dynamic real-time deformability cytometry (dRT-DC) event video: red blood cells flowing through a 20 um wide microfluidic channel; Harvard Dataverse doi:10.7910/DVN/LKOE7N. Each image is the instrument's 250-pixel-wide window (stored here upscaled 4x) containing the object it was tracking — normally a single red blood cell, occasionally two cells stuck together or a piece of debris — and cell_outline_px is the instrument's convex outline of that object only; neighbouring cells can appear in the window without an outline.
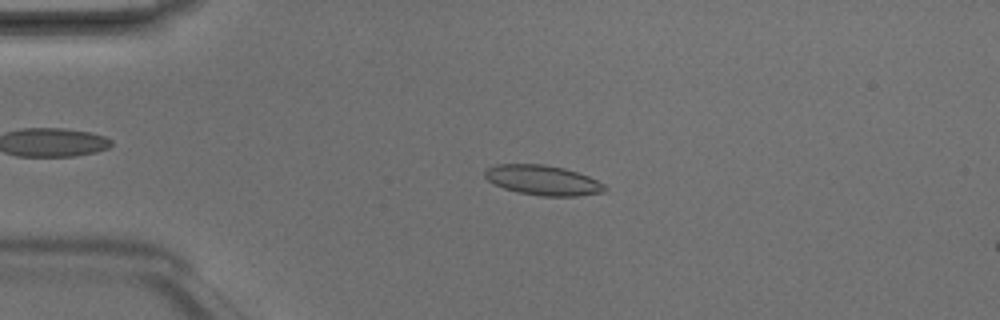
{"species": "Egyptian fruit bat (a non-hibernating species)", "species_latin": "Rousettus aegyptiacus", "temperature_condition": "room temperature", "stored_images_in_passage": 3, "camera_frame_rate_fps": 3000, "um_per_image_px": 0.085, "animal": {"sex": "male"}, "frame": {"image": 1, "passage_image": 1, "time_ms": 0.0, "image_size_px": [1000, 320], "cell_outline_px": [[608, 188], [604, 192], [580, 196], [540, 196], [516, 192], [504, 188], [488, 180], [484, 176], [484, 172], [488, 168], [496, 164], [544, 164], [564, 168], [588, 176], [604, 184]], "centroid_in_image_um": [46.16, 15.32], "position_along_channel_um": 38.8, "area_um2": 20.92}}